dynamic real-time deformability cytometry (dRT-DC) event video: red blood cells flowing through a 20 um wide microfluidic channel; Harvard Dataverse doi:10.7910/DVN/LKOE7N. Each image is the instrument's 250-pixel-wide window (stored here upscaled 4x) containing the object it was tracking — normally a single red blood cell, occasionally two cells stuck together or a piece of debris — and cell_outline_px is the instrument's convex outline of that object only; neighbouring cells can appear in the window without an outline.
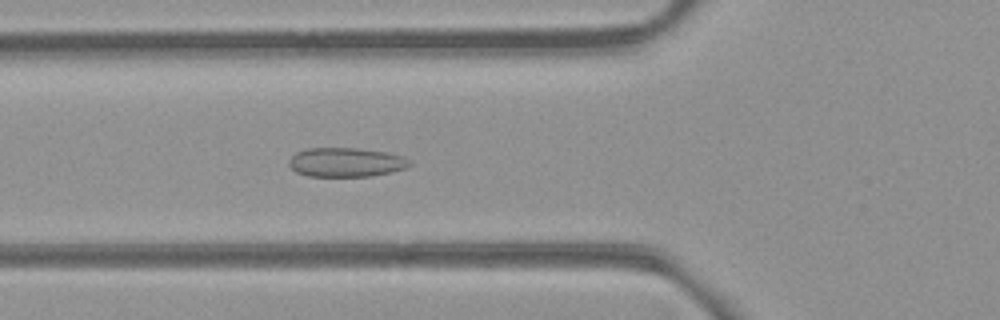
{"species": "common noctule bat (a hibernating species)", "species_latin": "Nyctalus noctula", "temperature_condition": "room temperature", "stored_images_in_passage": 53, "camera_frame_rate_fps": 3000, "um_per_image_px": 0.085, "animal": {"sex": "female", "body_mass_g": 21.9}, "frame": {"image": 1, "passage_image": 19, "time_ms": 6.0, "image_size_px": [1000, 320], "cell_outline_px": [[412, 164], [408, 168], [392, 172], [372, 176], [308, 176], [296, 172], [288, 164], [288, 160], [296, 152], [308, 148], [356, 148], [388, 152], [404, 156], [412, 160]], "centroid_in_image_um": [29.46, 13.79], "position_along_channel_um": 96.3, "area_um2": 20.81}}
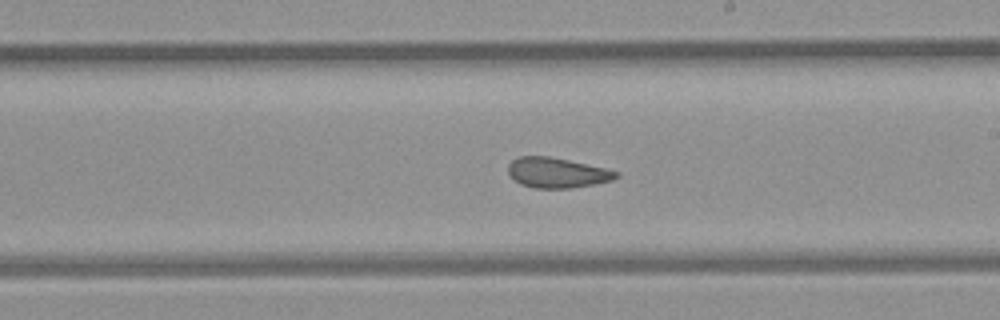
{"frame": {"image": 2, "passage_image": 30, "time_ms": 9.667, "image_size_px": [1000, 320], "cell_outline_px": [[620, 176], [612, 180], [572, 188], [536, 188], [520, 184], [508, 172], [508, 164], [512, 160], [520, 156], [548, 156], [608, 168], [620, 172]], "centroid_in_image_um": [47.38, 14.67], "position_along_channel_um": 241.6, "area_um2": 18.96}}
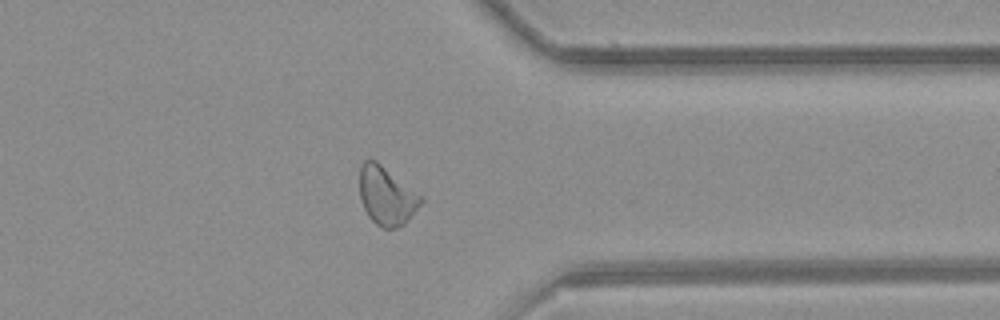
{"frame": {"image": 3, "passage_image": 41, "time_ms": 13.333, "image_size_px": [1000, 320], "cell_outline_px": [[424, 200], [404, 224], [400, 228], [384, 228], [376, 224], [368, 216], [360, 200], [360, 164], [364, 160], [376, 160], [424, 196]], "centroid_in_image_um": [32.87, 16.64], "position_along_channel_um": 378.5, "area_um2": 21.04}, "authors_computed_cell_mechanics": {"area_um2": 21.097, "velocity_mm_per_s": 3.9549, "shape_relaxation_time_tau1_ms": null, "shape_relaxation_time_tau2_ms": 1.999, "deformation_change_tau1": null, "deformation_change_tau2": 0.0751}}